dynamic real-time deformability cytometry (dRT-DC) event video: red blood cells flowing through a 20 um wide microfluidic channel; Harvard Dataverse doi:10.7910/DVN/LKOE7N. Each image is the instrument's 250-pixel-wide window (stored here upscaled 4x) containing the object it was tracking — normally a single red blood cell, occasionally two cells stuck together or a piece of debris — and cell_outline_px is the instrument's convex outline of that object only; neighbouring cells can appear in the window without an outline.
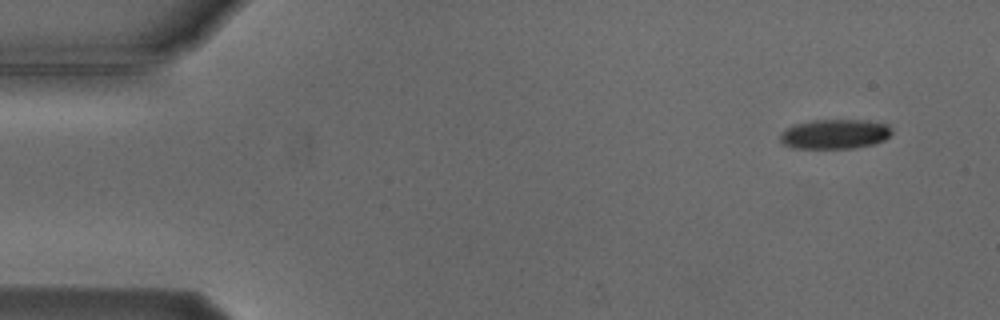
{"species": "Egyptian fruit bat (a non-hibernating species)", "species_latin": "Rousettus aegyptiacus", "temperature_condition": "cold", "stored_images_in_passage": 4, "camera_frame_rate_fps": 3000, "um_per_image_px": 0.085, "animal": {"sex": "male"}, "frame": {"image": 1, "passage_image": 1, "time_ms": 0.0, "image_size_px": [1000, 320], "cell_outline_px": [[892, 132], [884, 140], [872, 144], [852, 148], [792, 148], [784, 144], [780, 140], [780, 136], [784, 128], [792, 124], [812, 120], [868, 120], [888, 124], [892, 128]], "centroid_in_image_um": [70.94, 11.38], "position_along_channel_um": 14.1, "area_um2": 19.42}}
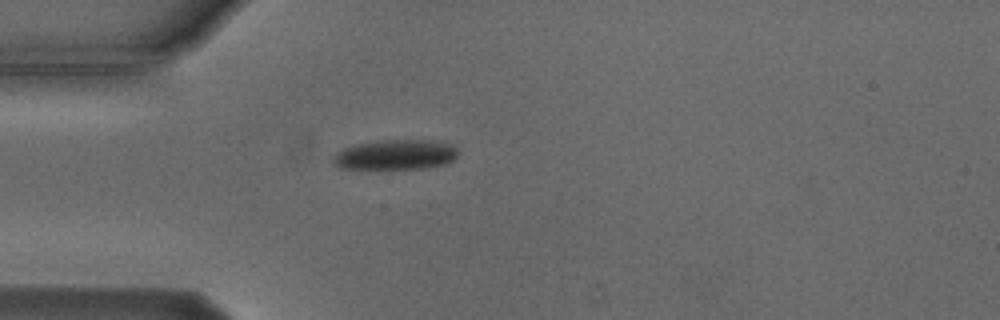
{"frame": {"image": 2, "passage_image": 4, "time_ms": 3.667, "image_size_px": [1000, 320], "cell_outline_px": [[456, 156], [448, 164], [424, 168], [340, 168], [332, 164], [332, 156], [336, 152], [352, 144], [380, 140], [428, 140], [452, 144], [456, 148]], "centroid_in_image_um": [33.57, 13.14], "position_along_channel_um": 51.4, "area_um2": 21.91}}